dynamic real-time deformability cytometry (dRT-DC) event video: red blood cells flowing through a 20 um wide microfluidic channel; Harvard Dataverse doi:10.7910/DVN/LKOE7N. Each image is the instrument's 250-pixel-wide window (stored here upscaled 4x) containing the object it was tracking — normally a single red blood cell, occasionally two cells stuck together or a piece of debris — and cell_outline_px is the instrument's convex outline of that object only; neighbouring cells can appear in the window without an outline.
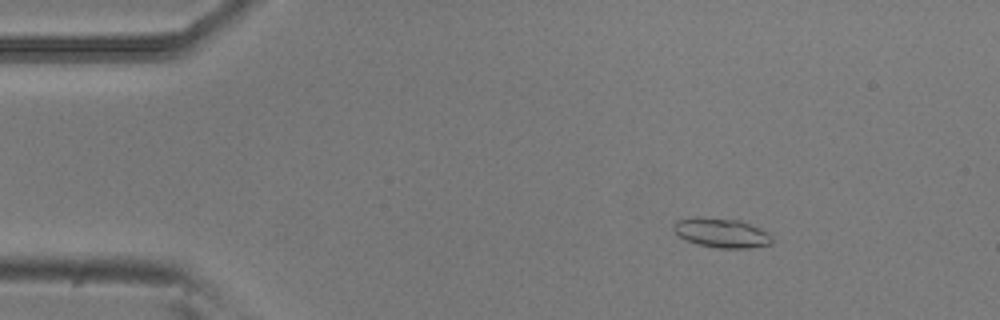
{"species": "common noctule bat (a hibernating species)", "species_latin": "Nyctalus noctula", "temperature_condition": "room temperature", "stored_images_in_passage": 53, "camera_frame_rate_fps": 3000, "um_per_image_px": 0.085, "animal": {"sex": "male", "body_mass_g": 20.5, "forearm_length_mm": 52.5}, "frame": {"image": 1, "passage_image": 7, "time_ms": 2.0, "image_size_px": [1000, 320], "cell_outline_px": [[772, 244], [748, 248], [716, 248], [700, 244], [688, 240], [680, 236], [672, 228], [672, 224], [676, 220], [740, 220], [760, 228], [768, 232], [772, 236]], "centroid_in_image_um": [61.42, 19.85], "position_along_channel_um": 23.6, "area_um2": 16.01}}
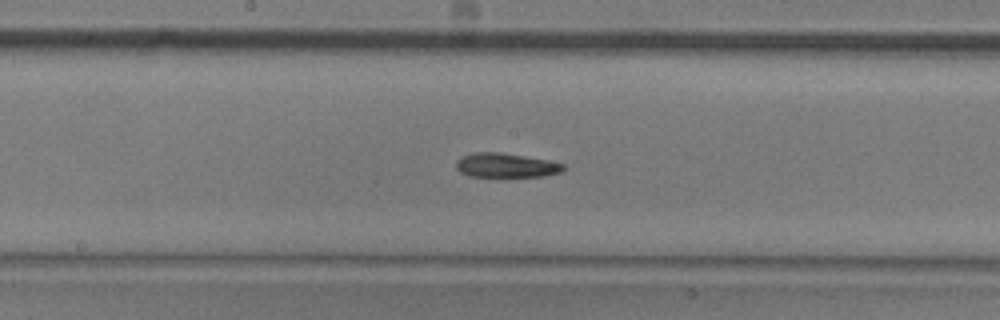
{"frame": {"image": 2, "passage_image": 27, "time_ms": 8.667, "image_size_px": [1000, 320], "cell_outline_px": [[564, 168], [560, 172], [544, 176], [468, 176], [460, 172], [456, 168], [456, 160], [464, 156], [476, 152], [496, 152], [524, 156], [548, 160], [564, 164]], "centroid_in_image_um": [42.98, 14.05], "position_along_channel_um": 205.2, "area_um2": 14.91}}
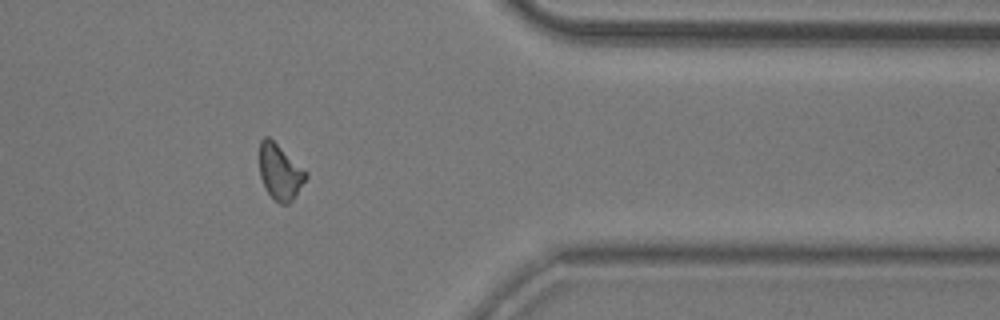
{"frame": {"image": 3, "passage_image": 43, "time_ms": 14.0, "image_size_px": [1000, 320], "cell_outline_px": [[308, 176], [292, 200], [288, 204], [280, 204], [268, 192], [260, 176], [260, 140], [264, 136], [268, 136], [308, 172]], "centroid_in_image_um": [23.81, 14.6], "position_along_channel_um": 387.6, "area_um2": 14.74}, "authors_computed_cell_mechanics": {"area_um2": 15.5482, "velocity_mm_per_s": 3.7529, "shape_relaxation_time_tau1_ms": 7.5616, "shape_relaxation_time_tau2_ms": 5.5955, "deformation_change_tau1": 0.1902, "deformation_change_tau2": 0.1497}}